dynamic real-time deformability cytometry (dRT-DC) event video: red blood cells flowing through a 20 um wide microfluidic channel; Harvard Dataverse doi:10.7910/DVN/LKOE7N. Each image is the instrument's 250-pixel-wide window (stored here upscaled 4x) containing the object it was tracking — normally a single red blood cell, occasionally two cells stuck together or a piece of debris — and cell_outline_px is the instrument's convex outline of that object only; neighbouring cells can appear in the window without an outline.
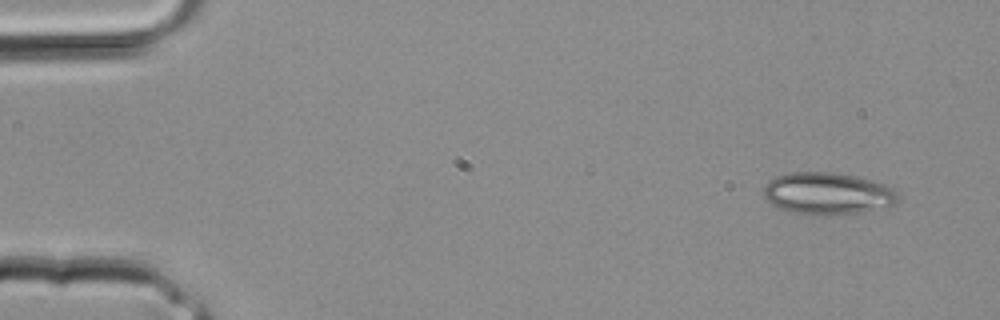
{"species": "common noctule bat (a hibernating species)", "species_latin": "Nyctalus noctula", "temperature_condition": "room temperature", "stored_images_in_passage": 3, "camera_frame_rate_fps": 3000, "um_per_image_px": 0.085, "animal": {"sex": "male", "body_mass_g": 20.4}, "frame": {"image": 1, "passage_image": 1, "time_ms": 0.0, "image_size_px": [1000, 320], "cell_outline_px": [[900, 200], [896, 204], [840, 216], [812, 216], [788, 212], [772, 204], [764, 196], [764, 184], [768, 180], [776, 176], [788, 172], [832, 172], [852, 176], [884, 184], [896, 188], [900, 192]], "centroid_in_image_um": [70.35, 16.47], "position_along_channel_um": 14.7, "area_um2": 33.52}}